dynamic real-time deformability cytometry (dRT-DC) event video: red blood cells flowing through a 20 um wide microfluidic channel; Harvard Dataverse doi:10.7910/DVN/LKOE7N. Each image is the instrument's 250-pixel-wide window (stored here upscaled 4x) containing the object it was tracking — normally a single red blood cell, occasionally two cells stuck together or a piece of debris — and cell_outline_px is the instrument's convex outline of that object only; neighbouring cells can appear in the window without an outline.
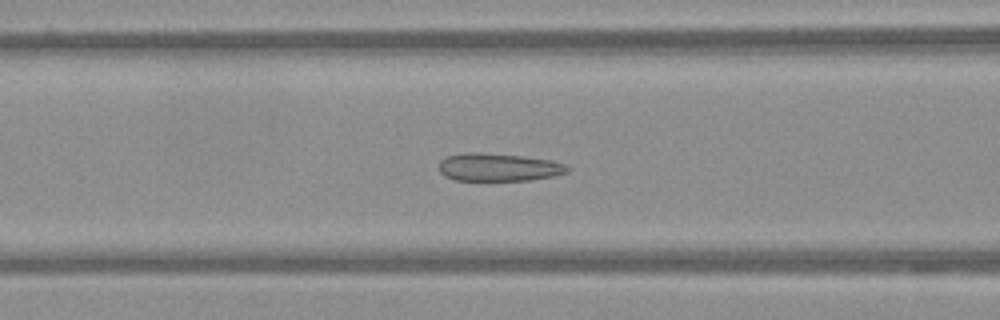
{"species": "Egyptian fruit bat (a non-hibernating species)", "species_latin": "Rousettus aegyptiacus", "temperature_condition": "warm", "stored_images_in_passage": 58, "camera_frame_rate_fps": 3000, "um_per_image_px": 0.085, "frame": {"image": 1, "passage_image": 24, "time_ms": 7.667, "image_size_px": [1000, 320], "cell_outline_px": [[572, 168], [568, 172], [552, 176], [532, 180], [456, 180], [444, 176], [440, 172], [440, 160], [448, 156], [464, 152], [480, 152], [524, 156], [552, 160], [564, 164]], "centroid_in_image_um": [42.4, 14.21], "position_along_channel_um": 124.2, "area_um2": 20.98}}
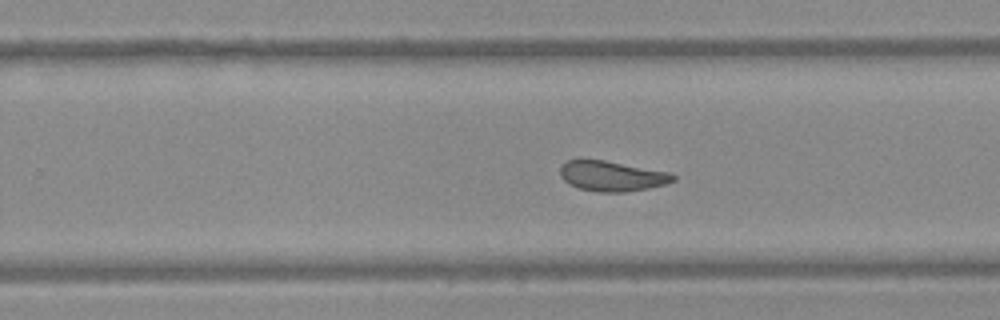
{"frame": {"image": 2, "passage_image": 37, "time_ms": 12.0, "image_size_px": [1000, 320], "cell_outline_px": [[676, 180], [664, 184], [648, 188], [624, 192], [596, 192], [580, 188], [564, 180], [560, 176], [560, 164], [568, 160], [580, 156], [604, 160], [672, 172], [676, 176]], "centroid_in_image_um": [51.98, 14.92], "position_along_channel_um": 277.8, "area_um2": 20.4}}
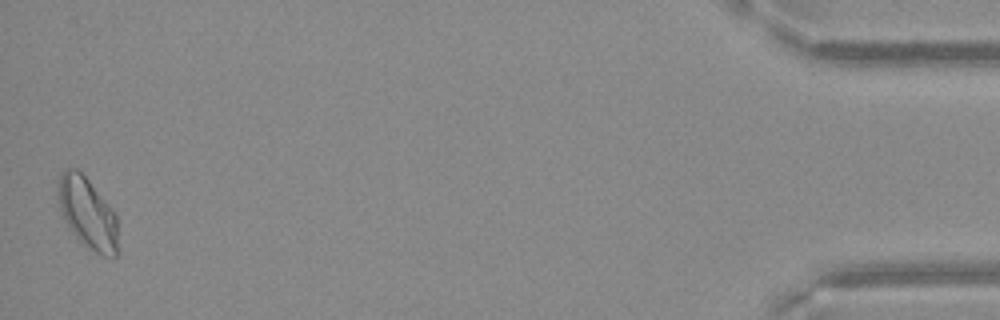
{"frame": {"image": 3, "passage_image": 57, "time_ms": 18.667, "image_size_px": [1000, 320], "cell_outline_px": [[116, 256], [104, 256], [80, 244], [76, 240], [68, 228], [60, 208], [60, 172], [64, 168], [76, 168], [88, 180], [108, 204], [116, 216]], "centroid_in_image_um": [7.42, 18.14], "position_along_channel_um": 427.8, "area_um2": 24.22}}